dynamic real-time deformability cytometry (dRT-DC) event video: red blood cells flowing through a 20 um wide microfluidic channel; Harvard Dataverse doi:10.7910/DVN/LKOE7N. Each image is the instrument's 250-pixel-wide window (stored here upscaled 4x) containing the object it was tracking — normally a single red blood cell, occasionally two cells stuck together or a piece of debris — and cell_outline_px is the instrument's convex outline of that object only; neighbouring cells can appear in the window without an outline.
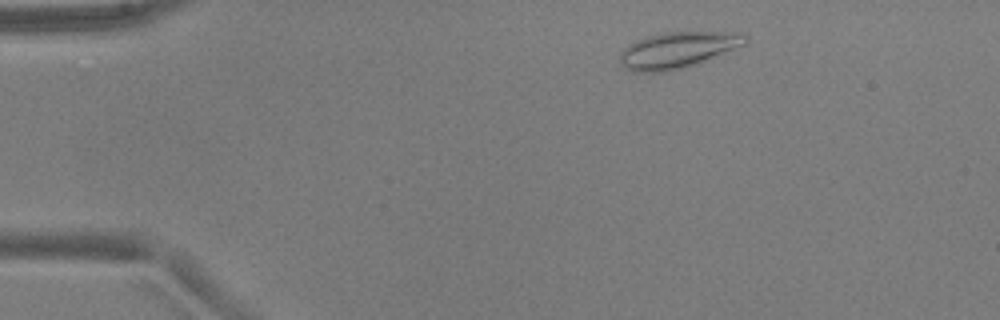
{"species": "common noctule bat (a hibernating species)", "species_latin": "Nyctalus noctula", "temperature_condition": "warm", "stored_images_in_passage": 44, "camera_frame_rate_fps": 3000, "um_per_image_px": 0.085, "animal": {"sex": "male", "body_mass_g": 17.9, "forearm_length_mm": 54.2}, "frame": {"image": 1, "passage_image": 1, "time_ms": 0.0, "image_size_px": [1000, 320], "cell_outline_px": [[748, 44], [692, 64], [680, 68], [664, 72], [632, 72], [620, 64], [620, 52], [628, 44], [644, 36], [660, 32], [732, 32], [748, 36]], "centroid_in_image_um": [57.55, 4.23], "position_along_channel_um": 27.4, "area_um2": 26.3}}
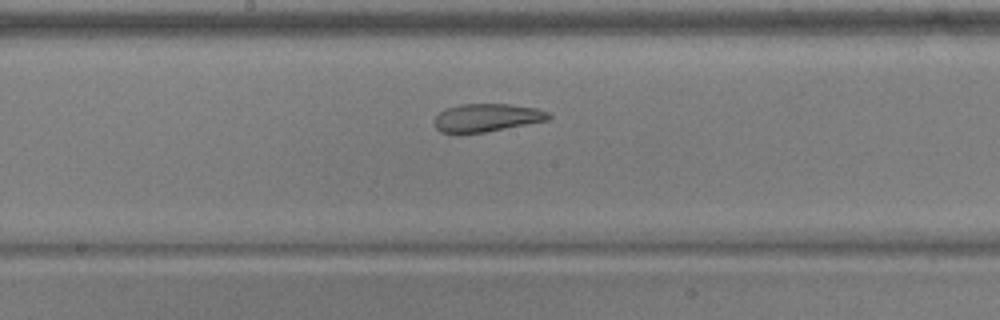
{"frame": {"image": 2, "passage_image": 20, "time_ms": 6.333, "image_size_px": [1000, 320], "cell_outline_px": [[552, 116], [548, 120], [484, 132], [440, 132], [432, 124], [436, 116], [444, 108], [460, 104], [508, 104], [536, 108], [548, 112]], "centroid_in_image_um": [41.35, 9.99], "position_along_channel_um": 206.9, "area_um2": 18.5}}
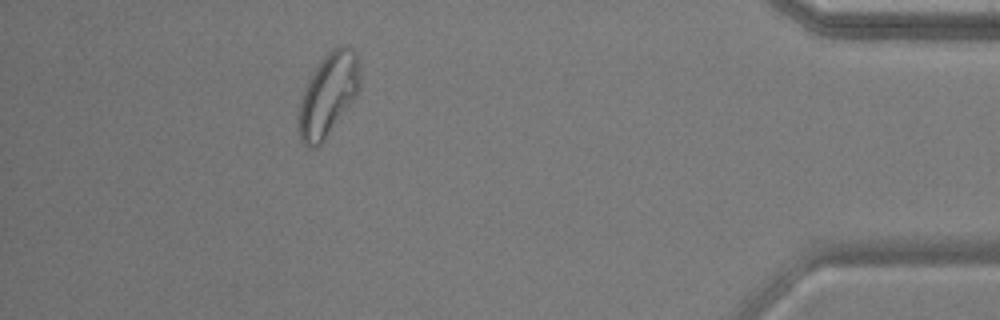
{"frame": {"image": 3, "passage_image": 39, "time_ms": 12.667, "image_size_px": [1000, 320], "cell_outline_px": [[360, 88], [356, 96], [324, 140], [316, 148], [308, 148], [300, 140], [296, 116], [300, 100], [304, 88], [308, 80], [320, 60], [332, 48], [340, 44], [348, 44], [356, 52], [360, 76]], "centroid_in_image_um": [27.87, 8.04], "position_along_channel_um": 407.3, "area_um2": 30.0}, "authors_computed_cell_mechanics": {"area_um2": 22.8599, "velocity_mm_per_s": 3.9016, "shape_relaxation_time_tau1_ms": null, "shape_relaxation_time_tau2_ms": 1.9953, "deformation_change_tau1": null, "deformation_change_tau2": 0.0827}}